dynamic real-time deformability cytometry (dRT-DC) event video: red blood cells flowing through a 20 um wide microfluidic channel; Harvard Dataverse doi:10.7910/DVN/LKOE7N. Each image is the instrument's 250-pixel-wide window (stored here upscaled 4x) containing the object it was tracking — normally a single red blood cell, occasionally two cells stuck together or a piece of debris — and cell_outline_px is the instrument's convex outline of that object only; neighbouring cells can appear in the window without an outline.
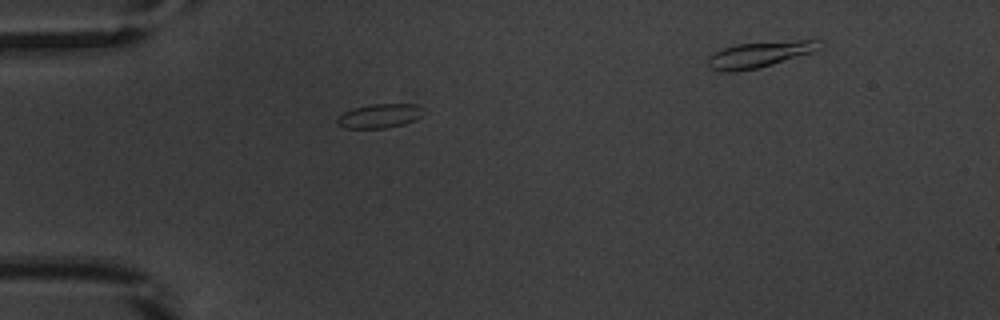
{"species": "common noctule bat (a hibernating species)", "species_latin": "Nyctalus noctula", "temperature_condition": "warm", "stored_images_in_passage": 31, "camera_frame_rate_fps": 3000, "um_per_image_px": 0.085, "animal": {"sex": "male", "body_mass_g": 20.1, "forearm_length_mm": 53.5}, "frame": {"image": 1, "passage_image": 1, "time_ms": 0.0, "image_size_px": [1000, 320], "cell_outline_px": [[420, 116], [404, 124], [384, 128], [344, 128], [336, 124], [336, 120], [344, 112], [352, 108], [372, 104], [416, 104]], "centroid_in_image_um": [32.14, 9.86], "position_along_channel_um": 52.9, "area_um2": 11.73}}
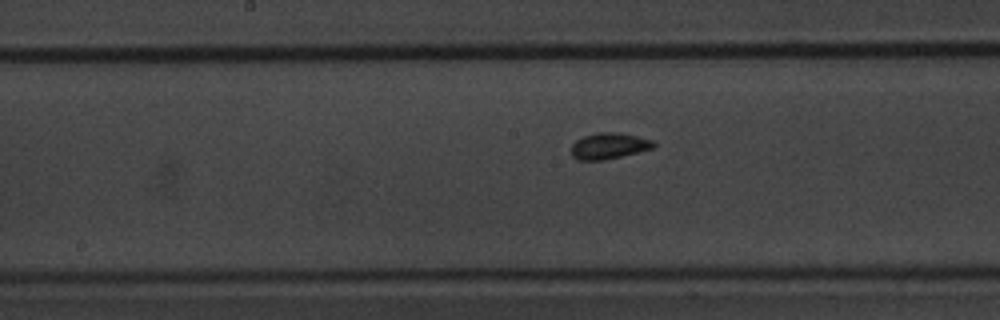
{"frame": {"image": 2, "passage_image": 13, "time_ms": 4.0, "image_size_px": [1000, 320], "cell_outline_px": [[656, 144], [652, 148], [604, 160], [576, 160], [572, 156], [572, 144], [576, 140], [584, 136], [596, 132], [620, 132], [652, 140]], "centroid_in_image_um": [51.72, 12.39], "position_along_channel_um": 196.5, "area_um2": 12.43}}
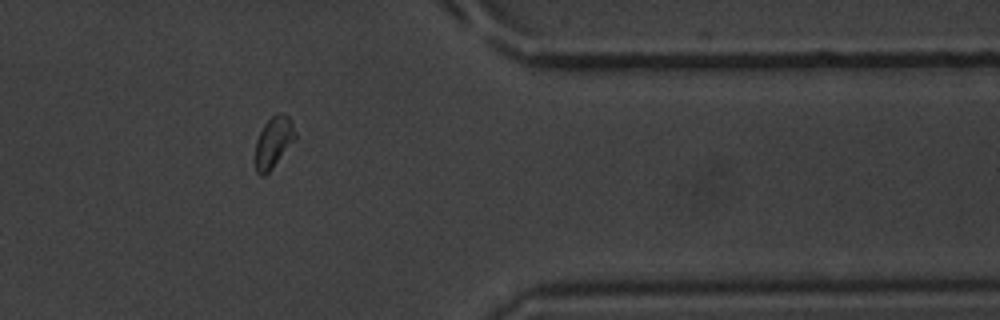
{"frame": {"image": 3, "passage_image": 29, "time_ms": 9.333, "image_size_px": [1000, 320], "cell_outline_px": [[296, 140], [272, 168], [264, 176], [260, 176], [256, 172], [256, 140], [264, 124], [276, 112], [280, 112], [288, 116], [292, 120], [296, 132]], "centroid_in_image_um": [23.28, 12.06], "position_along_channel_um": 388.1, "area_um2": 12.02}, "authors_computed_cell_mechanics": {"area_um2": 11.9068, "velocity_mm_per_s": 3.8704, "shape_relaxation_time_tau1_ms": 2.3041, "shape_relaxation_time_tau2_ms": null, "deformation_change_tau1": 0.0795, "deformation_change_tau2": null}}